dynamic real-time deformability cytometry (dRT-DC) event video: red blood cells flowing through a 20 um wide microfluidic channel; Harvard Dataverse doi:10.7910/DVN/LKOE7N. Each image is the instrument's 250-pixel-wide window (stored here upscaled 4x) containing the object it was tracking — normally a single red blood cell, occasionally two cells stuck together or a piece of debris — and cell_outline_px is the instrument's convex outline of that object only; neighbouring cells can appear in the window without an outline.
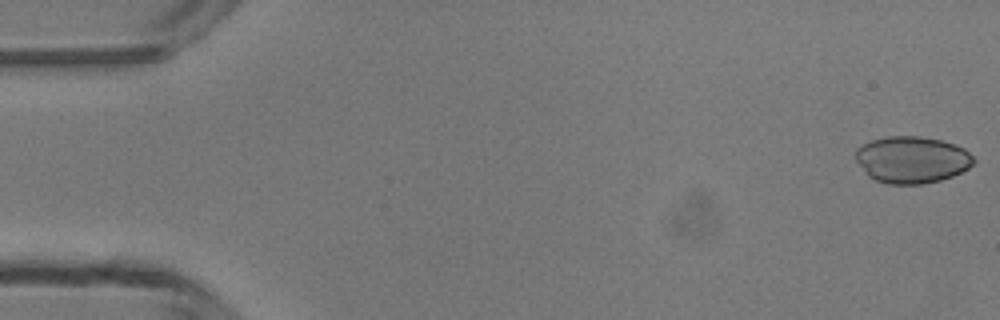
{"species": "common noctule bat (a hibernating species)", "species_latin": "Nyctalus noctula", "temperature_condition": "room temperature", "stored_images_in_passage": 49, "camera_frame_rate_fps": 3000, "um_per_image_px": 0.085, "animal": {"sex": "male", "body_mass_g": 13.3}, "frame": {"image": 1, "passage_image": 1, "time_ms": 0.0, "image_size_px": [1000, 320], "cell_outline_px": [[976, 160], [968, 168], [952, 176], [940, 180], [924, 184], [888, 184], [876, 180], [868, 176], [856, 160], [856, 148], [872, 140], [888, 136], [920, 136], [940, 140], [964, 148]], "centroid_in_image_um": [77.5, 13.58], "position_along_channel_um": 7.5, "area_um2": 32.02}}
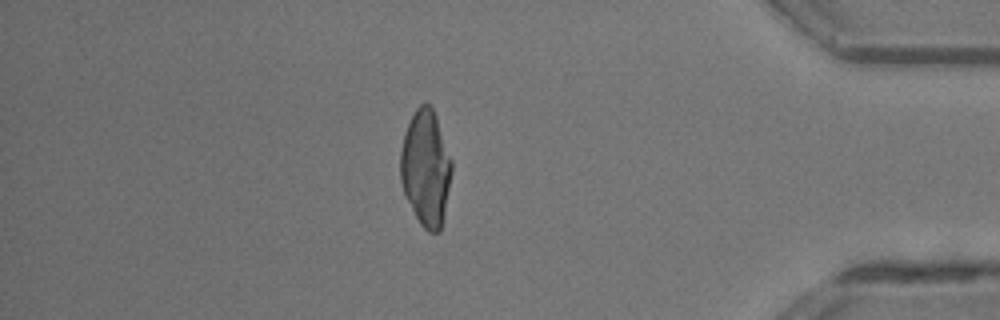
{"frame": {"image": 2, "passage_image": 42, "time_ms": 13.667, "image_size_px": [1000, 320], "cell_outline_px": [[452, 172], [444, 216], [440, 232], [428, 232], [420, 224], [404, 196], [400, 180], [400, 152], [404, 136], [408, 124], [416, 108], [420, 104], [428, 104], [432, 108], [436, 116], [452, 160]], "centroid_in_image_um": [36.19, 14.33], "position_along_channel_um": 399.0, "area_um2": 34.74}}
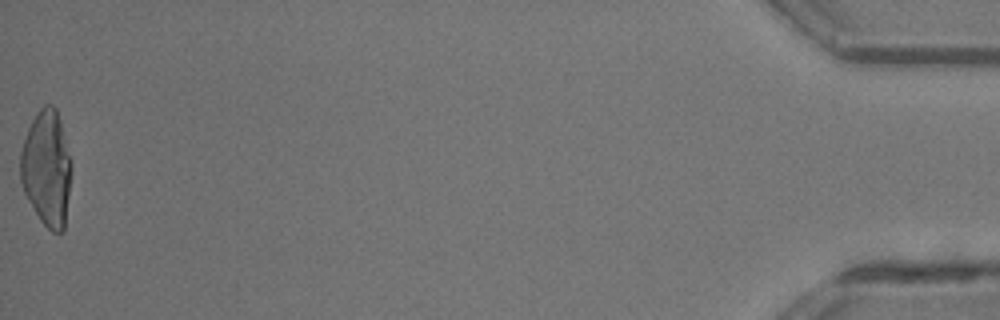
{"frame": {"image": 3, "passage_image": 49, "time_ms": 16.0, "image_size_px": [1000, 320], "cell_outline_px": [[72, 168], [64, 232], [52, 232], [40, 220], [28, 200], [24, 192], [20, 180], [20, 152], [28, 128], [36, 112], [44, 104], [52, 104], [56, 108], [60, 120], [72, 164]], "centroid_in_image_um": [3.97, 14.3], "position_along_channel_um": 431.2, "area_um2": 34.56}}